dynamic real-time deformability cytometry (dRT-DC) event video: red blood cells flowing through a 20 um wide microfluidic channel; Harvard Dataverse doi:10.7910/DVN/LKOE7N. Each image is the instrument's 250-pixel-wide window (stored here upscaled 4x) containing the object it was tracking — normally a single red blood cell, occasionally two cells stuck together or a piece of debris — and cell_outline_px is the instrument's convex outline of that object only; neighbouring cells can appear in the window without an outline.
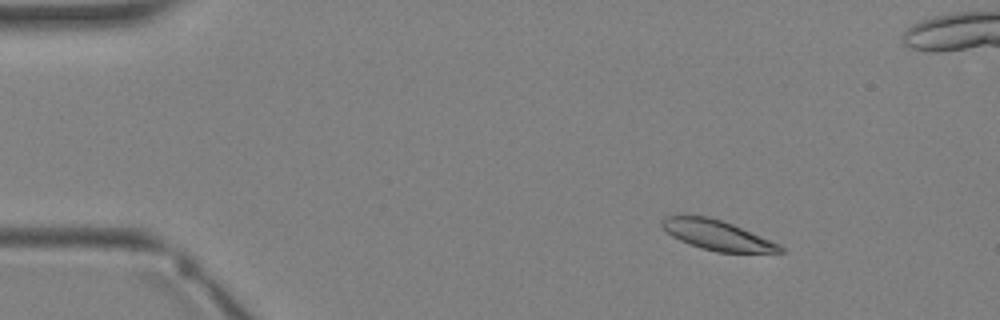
{"species": "Egyptian fruit bat (a non-hibernating species)", "species_latin": "Rousettus aegyptiacus", "temperature_condition": "warm", "stored_images_in_passage": 4, "camera_frame_rate_fps": 3000, "um_per_image_px": 0.085, "animal": {"sex": "female"}, "frame": {"image": 1, "passage_image": 2, "time_ms": 1.333, "image_size_px": [1000, 320], "cell_outline_px": [[784, 252], [716, 252], [680, 240], [672, 236], [660, 224], [660, 220], [664, 216], [680, 212], [684, 212], [708, 216], [732, 224], [780, 244], [784, 248]], "centroid_in_image_um": [60.86, 19.92], "position_along_channel_um": 24.1, "area_um2": 20.81}}